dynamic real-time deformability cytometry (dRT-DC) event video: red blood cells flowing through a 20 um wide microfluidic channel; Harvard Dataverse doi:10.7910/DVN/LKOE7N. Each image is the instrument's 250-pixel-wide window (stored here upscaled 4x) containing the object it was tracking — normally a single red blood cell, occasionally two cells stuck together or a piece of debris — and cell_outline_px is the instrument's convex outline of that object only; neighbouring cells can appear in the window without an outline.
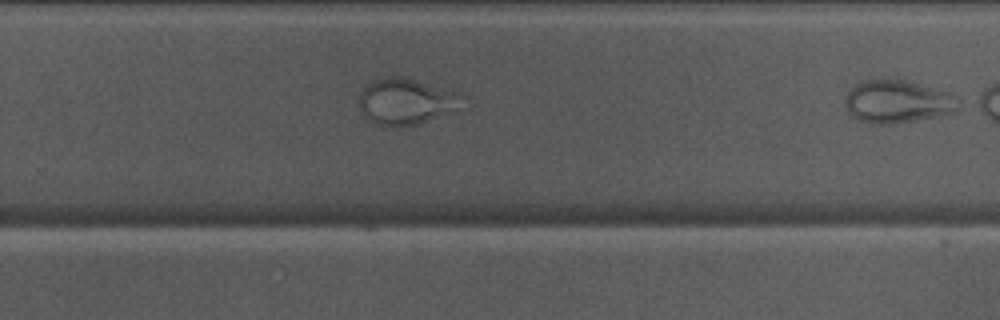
{"species": "Egyptian fruit bat (a non-hibernating species)", "species_latin": "Rousettus aegyptiacus", "temperature_condition": "warm", "stored_images_in_passage": 22, "camera_frame_rate_fps": 3000, "um_per_image_px": 0.085, "animal": {"sex": "male"}, "frame": {"image": 1, "passage_image": 19, "time_ms": 6.0, "image_size_px": [1000, 320], "cell_outline_px": [[468, 108], [420, 124], [400, 128], [392, 128], [376, 124], [368, 120], [360, 112], [356, 104], [360, 92], [364, 84], [372, 80], [392, 76], [400, 76], [460, 92], [468, 96]], "centroid_in_image_um": [34.61, 8.66], "position_along_channel_um": 295.2, "area_um2": 29.65}}